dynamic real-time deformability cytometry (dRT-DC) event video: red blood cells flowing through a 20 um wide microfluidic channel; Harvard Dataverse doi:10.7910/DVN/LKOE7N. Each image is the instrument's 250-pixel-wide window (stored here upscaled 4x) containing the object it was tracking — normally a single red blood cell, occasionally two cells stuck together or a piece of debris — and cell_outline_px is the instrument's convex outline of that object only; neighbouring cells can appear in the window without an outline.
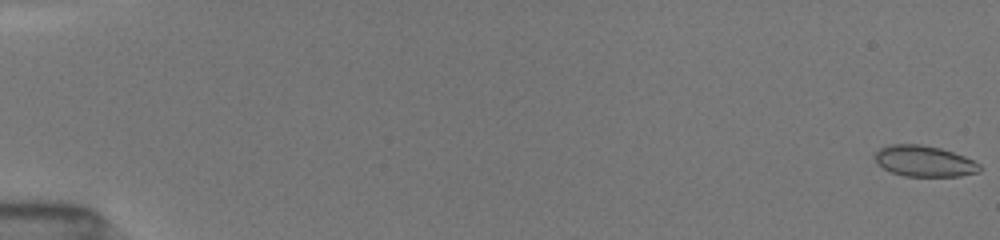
{"species": "common noctule bat (a hibernating species)", "species_latin": "Nyctalus noctula", "temperature_condition": "room temperature", "stored_images_in_passage": 25, "camera_frame_rate_fps": 3000, "um_per_image_px": 0.085, "animal": {"sex": "female", "body_mass_g": 19.5, "forearm_length_mm": 54.1}, "frame": {"image": 1, "passage_image": 1, "time_ms": 0.0, "image_size_px": [1000, 240], "cell_outline_px": [[980, 172], [960, 176], [904, 176], [892, 172], [884, 168], [876, 160], [876, 152], [880, 148], [888, 144], [920, 144], [940, 148], [964, 156], [980, 164]], "centroid_in_image_um": [78.58, 13.69], "position_along_channel_um": 6.4, "area_um2": 18.73}}
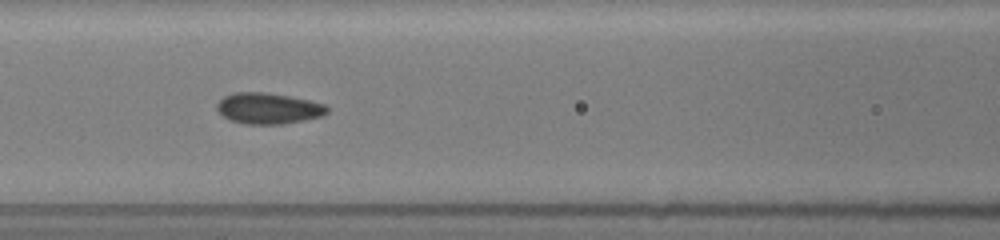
{"frame": {"image": 2, "passage_image": 20, "time_ms": 8.0, "image_size_px": [1000, 240], "cell_outline_px": [[328, 112], [320, 116], [284, 124], [244, 124], [232, 120], [224, 116], [216, 108], [216, 104], [224, 96], [232, 92], [264, 92], [288, 96], [308, 100], [324, 104], [328, 108]], "centroid_in_image_um": [22.78, 9.2], "position_along_channel_um": 143.8, "area_um2": 19.71}}
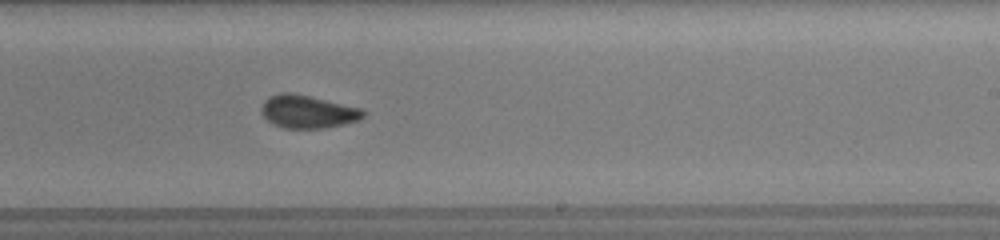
{"frame": {"image": 3, "passage_image": 25, "time_ms": 11.0, "image_size_px": [1000, 240], "cell_outline_px": [[368, 112], [360, 120], [344, 124], [324, 128], [284, 128], [272, 124], [260, 112], [260, 108], [264, 100], [268, 96], [280, 92], [292, 92], [364, 108]], "centroid_in_image_um": [26.18, 9.48], "position_along_channel_um": 262.8, "area_um2": 20.0}}